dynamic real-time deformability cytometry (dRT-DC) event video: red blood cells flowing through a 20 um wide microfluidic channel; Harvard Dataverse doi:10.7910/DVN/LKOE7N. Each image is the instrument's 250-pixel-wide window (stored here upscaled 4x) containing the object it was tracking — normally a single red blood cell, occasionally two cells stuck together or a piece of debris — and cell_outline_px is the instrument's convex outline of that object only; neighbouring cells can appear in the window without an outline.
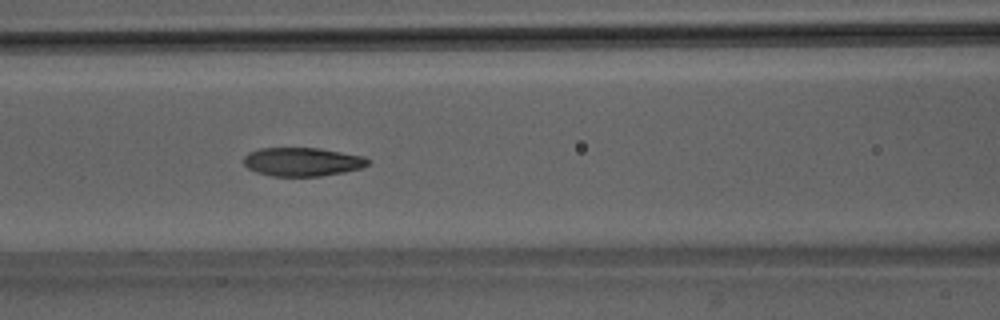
{"species": "Egyptian fruit bat (a non-hibernating species)", "species_latin": "Rousettus aegyptiacus", "temperature_condition": "room temperature", "stored_images_in_passage": 37, "camera_frame_rate_fps": 3000, "um_per_image_px": 0.085, "animal": {"sex": "male"}, "frame": {"image": 1, "passage_image": 8, "time_ms": 2.333, "image_size_px": [1000, 320], "cell_outline_px": [[368, 164], [360, 168], [344, 172], [320, 176], [272, 176], [256, 172], [248, 168], [244, 164], [244, 156], [248, 152], [260, 148], [320, 148], [364, 156], [368, 160]], "centroid_in_image_um": [25.67, 13.75], "position_along_channel_um": 140.9, "area_um2": 20.69}}
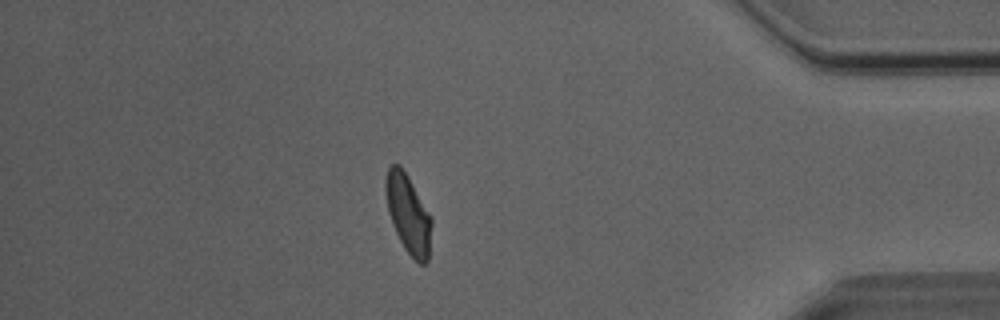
{"frame": {"image": 2, "passage_image": 30, "time_ms": 9.667, "image_size_px": [1000, 320], "cell_outline_px": [[432, 224], [428, 260], [424, 264], [420, 264], [404, 248], [392, 224], [388, 212], [384, 188], [388, 168], [392, 164], [400, 164], [408, 176], [432, 216]], "centroid_in_image_um": [34.7, 18.16], "position_along_channel_um": 400.5, "area_um2": 21.1}}
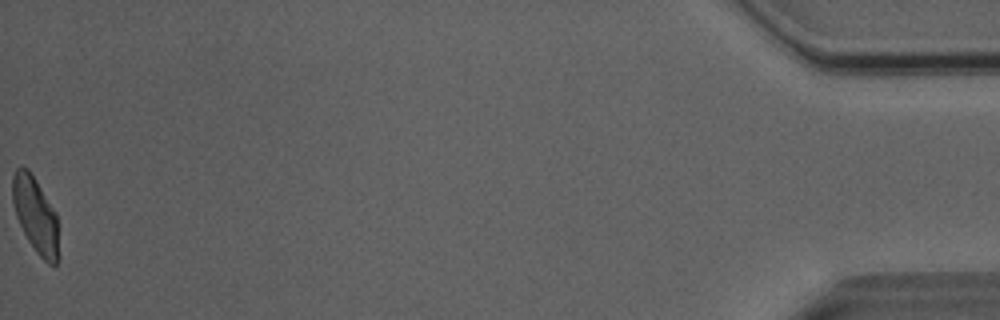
{"frame": {"image": 3, "passage_image": 37, "time_ms": 12.0, "image_size_px": [1000, 320], "cell_outline_px": [[60, 260], [56, 264], [48, 264], [36, 252], [28, 240], [16, 216], [12, 204], [12, 176], [16, 168], [28, 168], [36, 180], [56, 212], [60, 256]], "centroid_in_image_um": [3.04, 18.31], "position_along_channel_um": 432.2, "area_um2": 20.58}, "authors_computed_cell_mechanics": {"area_um2": 21.2126, "velocity_mm_per_s": 4.0536, "shape_relaxation_time_tau1_ms": 4.3393, "shape_relaxation_time_tau2_ms": 1.5084, "deformation_change_tau1": 0.152, "deformation_change_tau2": 0.0666}}